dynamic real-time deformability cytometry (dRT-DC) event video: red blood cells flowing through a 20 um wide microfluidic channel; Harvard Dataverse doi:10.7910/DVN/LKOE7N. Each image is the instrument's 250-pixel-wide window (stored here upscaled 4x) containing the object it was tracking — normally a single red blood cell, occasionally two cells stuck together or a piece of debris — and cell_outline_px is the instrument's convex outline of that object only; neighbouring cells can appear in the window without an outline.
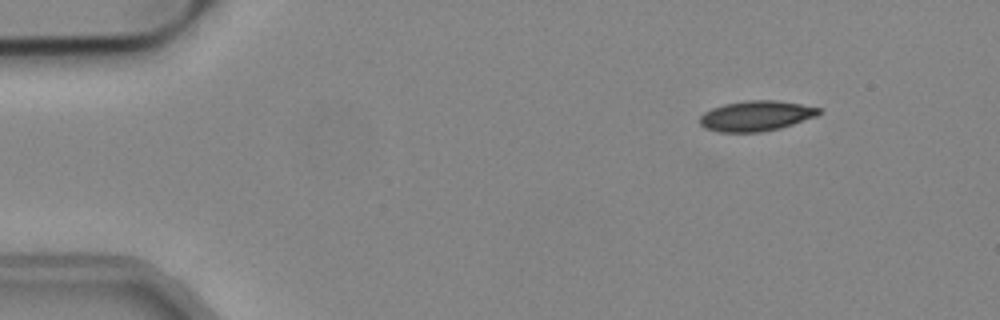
{"species": "common noctule bat (a hibernating species)", "species_latin": "Nyctalus noctula", "temperature_condition": "cold", "stored_images_in_passage": 54, "camera_frame_rate_fps": 3000, "um_per_image_px": 0.085, "animal": {"sex": "male", "body_mass_g": 19.2, "forearm_length_mm": 51.8}, "frame": {"image": 1, "passage_image": 7, "time_ms": 2.0, "image_size_px": [1000, 320], "cell_outline_px": [[820, 112], [816, 116], [780, 128], [760, 132], [720, 132], [704, 128], [700, 124], [700, 116], [704, 112], [712, 108], [724, 104], [748, 100], [776, 100], [800, 104], [820, 108]], "centroid_in_image_um": [64.23, 9.85], "position_along_channel_um": 20.8, "area_um2": 20.87}}
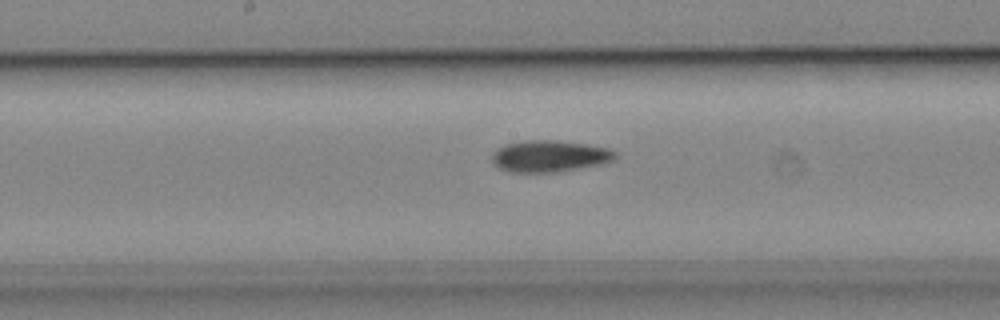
{"frame": {"image": 2, "passage_image": 28, "time_ms": 9.0, "image_size_px": [1000, 320], "cell_outline_px": [[616, 156], [612, 160], [600, 164], [552, 172], [512, 172], [500, 168], [492, 164], [492, 152], [496, 148], [504, 144], [524, 140], [552, 140], [584, 144], [608, 148], [616, 152]], "centroid_in_image_um": [46.63, 13.26], "position_along_channel_um": 201.6, "area_um2": 22.48}}
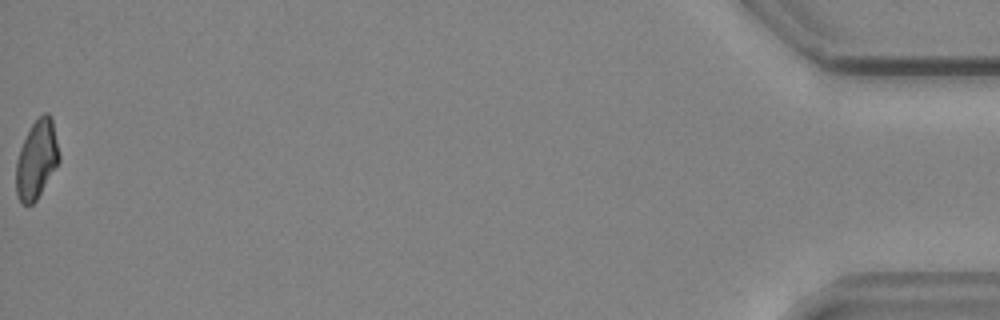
{"frame": {"image": 3, "passage_image": 54, "time_ms": 17.667, "image_size_px": [1000, 320], "cell_outline_px": [[60, 160], [36, 200], [32, 204], [24, 204], [16, 196], [16, 160], [20, 148], [32, 124], [44, 112], [48, 112], [52, 116], [60, 156]], "centroid_in_image_um": [3.12, 13.53], "position_along_channel_um": 432.1, "area_um2": 19.54}, "authors_computed_cell_mechanics": {"area_um2": 21.2704, "velocity_mm_per_s": 3.8487, "shape_relaxation_time_tau1_ms": 8.0997, "shape_relaxation_time_tau2_ms": 7.1079, "deformation_change_tau1": 0.1561, "deformation_change_tau2": 0.1271}}